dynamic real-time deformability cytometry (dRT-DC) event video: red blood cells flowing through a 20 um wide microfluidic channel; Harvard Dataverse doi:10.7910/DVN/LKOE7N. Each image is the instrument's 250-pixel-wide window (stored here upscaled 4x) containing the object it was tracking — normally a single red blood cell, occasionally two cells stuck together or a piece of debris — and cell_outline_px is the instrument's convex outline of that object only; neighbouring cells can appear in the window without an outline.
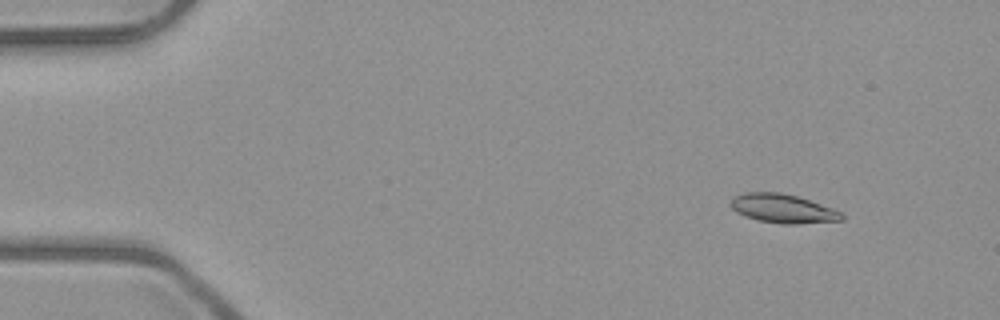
{"species": "common noctule bat (a hibernating species)", "species_latin": "Nyctalus noctula", "temperature_condition": "room temperature", "stored_images_in_passage": 5, "camera_frame_rate_fps": 3000, "um_per_image_px": 0.085, "animal": {"sex": "male", "body_mass_g": 23.1, "forearm_length_mm": 52.7}, "frame": {"image": 1, "passage_image": 2, "time_ms": 1.0, "image_size_px": [1000, 320], "cell_outline_px": [[844, 220], [796, 224], [780, 224], [756, 220], [744, 216], [736, 212], [728, 204], [732, 196], [744, 192], [780, 192], [796, 196], [832, 208], [840, 212], [844, 216]], "centroid_in_image_um": [66.47, 17.73], "position_along_channel_um": 18.5, "area_um2": 18.84}}
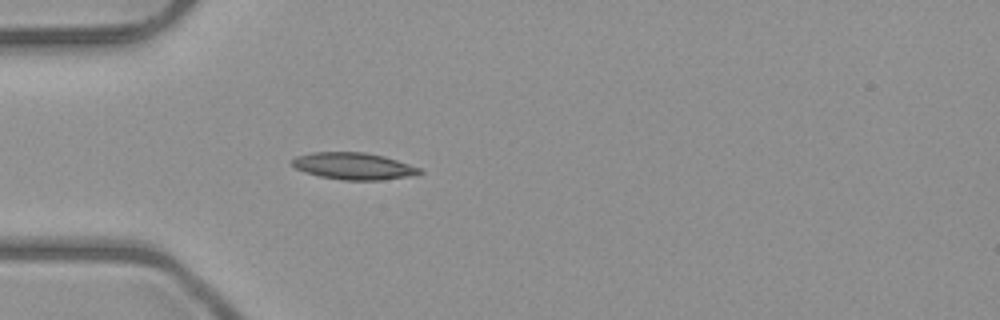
{"frame": {"image": 2, "passage_image": 5, "time_ms": 4.333, "image_size_px": [1000, 320], "cell_outline_px": [[424, 172], [408, 176], [384, 180], [344, 180], [320, 176], [304, 172], [296, 168], [288, 160], [296, 156], [312, 152], [364, 152], [384, 156], [420, 168]], "centroid_in_image_um": [30.01, 14.11], "position_along_channel_um": 55.0, "area_um2": 19.94}}